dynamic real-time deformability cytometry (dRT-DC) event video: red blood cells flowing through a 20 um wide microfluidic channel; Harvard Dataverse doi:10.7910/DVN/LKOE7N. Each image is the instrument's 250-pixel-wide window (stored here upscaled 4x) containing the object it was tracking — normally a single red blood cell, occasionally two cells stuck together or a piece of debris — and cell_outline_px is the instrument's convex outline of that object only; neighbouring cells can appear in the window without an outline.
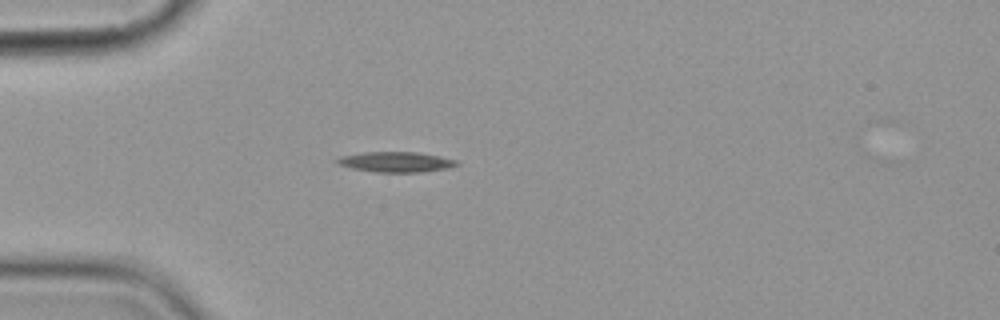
{"species": "common noctule bat (a hibernating species)", "species_latin": "Nyctalus noctula", "temperature_condition": "cold", "stored_images_in_passage": 1, "camera_frame_rate_fps": 3000, "um_per_image_px": 0.085, "animal": {"sex": "female", "body_mass_g": 19.9}, "frame": {"image": 1, "passage_image": 1, "time_ms": 0.0, "image_size_px": [1000, 320], "cell_outline_px": [[460, 164], [448, 168], [420, 172], [376, 172], [352, 168], [340, 164], [336, 160], [340, 156], [368, 152], [416, 152], [440, 156], [456, 160]], "centroid_in_image_um": [33.69, 13.76], "position_along_channel_um": 51.3, "area_um2": 13.93}}